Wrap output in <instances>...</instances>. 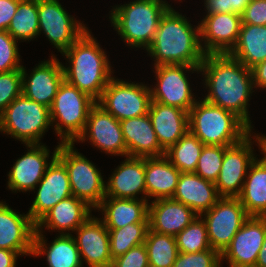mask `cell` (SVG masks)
<instances>
[{
    "instance_id": "obj_39",
    "label": "cell",
    "mask_w": 266,
    "mask_h": 267,
    "mask_svg": "<svg viewBox=\"0 0 266 267\" xmlns=\"http://www.w3.org/2000/svg\"><path fill=\"white\" fill-rule=\"evenodd\" d=\"M17 43L7 30H0V73L22 69Z\"/></svg>"
},
{
    "instance_id": "obj_31",
    "label": "cell",
    "mask_w": 266,
    "mask_h": 267,
    "mask_svg": "<svg viewBox=\"0 0 266 267\" xmlns=\"http://www.w3.org/2000/svg\"><path fill=\"white\" fill-rule=\"evenodd\" d=\"M249 216L266 217V156L250 164L238 196Z\"/></svg>"
},
{
    "instance_id": "obj_22",
    "label": "cell",
    "mask_w": 266,
    "mask_h": 267,
    "mask_svg": "<svg viewBox=\"0 0 266 267\" xmlns=\"http://www.w3.org/2000/svg\"><path fill=\"white\" fill-rule=\"evenodd\" d=\"M105 197L146 200L145 158L127 156L105 182Z\"/></svg>"
},
{
    "instance_id": "obj_21",
    "label": "cell",
    "mask_w": 266,
    "mask_h": 267,
    "mask_svg": "<svg viewBox=\"0 0 266 267\" xmlns=\"http://www.w3.org/2000/svg\"><path fill=\"white\" fill-rule=\"evenodd\" d=\"M74 233L82 265L89 267H111L109 232L103 222L90 216Z\"/></svg>"
},
{
    "instance_id": "obj_7",
    "label": "cell",
    "mask_w": 266,
    "mask_h": 267,
    "mask_svg": "<svg viewBox=\"0 0 266 267\" xmlns=\"http://www.w3.org/2000/svg\"><path fill=\"white\" fill-rule=\"evenodd\" d=\"M51 124L50 110L23 94L13 100L0 114V132L22 144H41Z\"/></svg>"
},
{
    "instance_id": "obj_45",
    "label": "cell",
    "mask_w": 266,
    "mask_h": 267,
    "mask_svg": "<svg viewBox=\"0 0 266 267\" xmlns=\"http://www.w3.org/2000/svg\"><path fill=\"white\" fill-rule=\"evenodd\" d=\"M20 0H0V30H7Z\"/></svg>"
},
{
    "instance_id": "obj_11",
    "label": "cell",
    "mask_w": 266,
    "mask_h": 267,
    "mask_svg": "<svg viewBox=\"0 0 266 267\" xmlns=\"http://www.w3.org/2000/svg\"><path fill=\"white\" fill-rule=\"evenodd\" d=\"M153 69L157 82L150 86L152 101L189 112L198 99L194 97L188 75L189 72L199 74L200 66L169 64Z\"/></svg>"
},
{
    "instance_id": "obj_28",
    "label": "cell",
    "mask_w": 266,
    "mask_h": 267,
    "mask_svg": "<svg viewBox=\"0 0 266 267\" xmlns=\"http://www.w3.org/2000/svg\"><path fill=\"white\" fill-rule=\"evenodd\" d=\"M148 200L104 197L94 209L102 213L107 229H119L128 224L148 223ZM104 215V216H103Z\"/></svg>"
},
{
    "instance_id": "obj_24",
    "label": "cell",
    "mask_w": 266,
    "mask_h": 267,
    "mask_svg": "<svg viewBox=\"0 0 266 267\" xmlns=\"http://www.w3.org/2000/svg\"><path fill=\"white\" fill-rule=\"evenodd\" d=\"M198 215L188 206L172 198L149 202V230L176 236Z\"/></svg>"
},
{
    "instance_id": "obj_4",
    "label": "cell",
    "mask_w": 266,
    "mask_h": 267,
    "mask_svg": "<svg viewBox=\"0 0 266 267\" xmlns=\"http://www.w3.org/2000/svg\"><path fill=\"white\" fill-rule=\"evenodd\" d=\"M170 6L166 0H133L113 6L109 21L127 46L146 50Z\"/></svg>"
},
{
    "instance_id": "obj_20",
    "label": "cell",
    "mask_w": 266,
    "mask_h": 267,
    "mask_svg": "<svg viewBox=\"0 0 266 267\" xmlns=\"http://www.w3.org/2000/svg\"><path fill=\"white\" fill-rule=\"evenodd\" d=\"M36 223L28 213L20 214L6 201H0V248L18 252L21 256L33 253Z\"/></svg>"
},
{
    "instance_id": "obj_43",
    "label": "cell",
    "mask_w": 266,
    "mask_h": 267,
    "mask_svg": "<svg viewBox=\"0 0 266 267\" xmlns=\"http://www.w3.org/2000/svg\"><path fill=\"white\" fill-rule=\"evenodd\" d=\"M251 0H204L205 13H237L242 14Z\"/></svg>"
},
{
    "instance_id": "obj_50",
    "label": "cell",
    "mask_w": 266,
    "mask_h": 267,
    "mask_svg": "<svg viewBox=\"0 0 266 267\" xmlns=\"http://www.w3.org/2000/svg\"><path fill=\"white\" fill-rule=\"evenodd\" d=\"M228 267H232V266H228ZM237 267H257V266L254 265V266H237Z\"/></svg>"
},
{
    "instance_id": "obj_32",
    "label": "cell",
    "mask_w": 266,
    "mask_h": 267,
    "mask_svg": "<svg viewBox=\"0 0 266 267\" xmlns=\"http://www.w3.org/2000/svg\"><path fill=\"white\" fill-rule=\"evenodd\" d=\"M251 69L266 60V26L242 24L238 40L228 53Z\"/></svg>"
},
{
    "instance_id": "obj_46",
    "label": "cell",
    "mask_w": 266,
    "mask_h": 267,
    "mask_svg": "<svg viewBox=\"0 0 266 267\" xmlns=\"http://www.w3.org/2000/svg\"><path fill=\"white\" fill-rule=\"evenodd\" d=\"M254 88L266 89V60L251 68Z\"/></svg>"
},
{
    "instance_id": "obj_47",
    "label": "cell",
    "mask_w": 266,
    "mask_h": 267,
    "mask_svg": "<svg viewBox=\"0 0 266 267\" xmlns=\"http://www.w3.org/2000/svg\"><path fill=\"white\" fill-rule=\"evenodd\" d=\"M18 252L0 248V267H16Z\"/></svg>"
},
{
    "instance_id": "obj_15",
    "label": "cell",
    "mask_w": 266,
    "mask_h": 267,
    "mask_svg": "<svg viewBox=\"0 0 266 267\" xmlns=\"http://www.w3.org/2000/svg\"><path fill=\"white\" fill-rule=\"evenodd\" d=\"M59 145L60 143L50 153V149L44 143L25 144L27 152L23 156L21 155V158L15 160L16 162L7 174L8 183L6 187L14 193L34 191L43 178L47 167L57 157Z\"/></svg>"
},
{
    "instance_id": "obj_26",
    "label": "cell",
    "mask_w": 266,
    "mask_h": 267,
    "mask_svg": "<svg viewBox=\"0 0 266 267\" xmlns=\"http://www.w3.org/2000/svg\"><path fill=\"white\" fill-rule=\"evenodd\" d=\"M221 198L214 182L195 172L181 173L172 199L191 208L197 215L210 210Z\"/></svg>"
},
{
    "instance_id": "obj_44",
    "label": "cell",
    "mask_w": 266,
    "mask_h": 267,
    "mask_svg": "<svg viewBox=\"0 0 266 267\" xmlns=\"http://www.w3.org/2000/svg\"><path fill=\"white\" fill-rule=\"evenodd\" d=\"M242 24L266 26V0H251L241 14Z\"/></svg>"
},
{
    "instance_id": "obj_19",
    "label": "cell",
    "mask_w": 266,
    "mask_h": 267,
    "mask_svg": "<svg viewBox=\"0 0 266 267\" xmlns=\"http://www.w3.org/2000/svg\"><path fill=\"white\" fill-rule=\"evenodd\" d=\"M35 192L34 201L27 212L35 223L58 202L73 195L67 168L57 157L47 167Z\"/></svg>"
},
{
    "instance_id": "obj_49",
    "label": "cell",
    "mask_w": 266,
    "mask_h": 267,
    "mask_svg": "<svg viewBox=\"0 0 266 267\" xmlns=\"http://www.w3.org/2000/svg\"><path fill=\"white\" fill-rule=\"evenodd\" d=\"M260 154L266 156V135L261 134V152Z\"/></svg>"
},
{
    "instance_id": "obj_1",
    "label": "cell",
    "mask_w": 266,
    "mask_h": 267,
    "mask_svg": "<svg viewBox=\"0 0 266 267\" xmlns=\"http://www.w3.org/2000/svg\"><path fill=\"white\" fill-rule=\"evenodd\" d=\"M206 102L233 112L251 130L249 101L254 89L251 69L226 54H205L200 65Z\"/></svg>"
},
{
    "instance_id": "obj_25",
    "label": "cell",
    "mask_w": 266,
    "mask_h": 267,
    "mask_svg": "<svg viewBox=\"0 0 266 267\" xmlns=\"http://www.w3.org/2000/svg\"><path fill=\"white\" fill-rule=\"evenodd\" d=\"M127 156L151 158L165 155L148 114L120 121Z\"/></svg>"
},
{
    "instance_id": "obj_35",
    "label": "cell",
    "mask_w": 266,
    "mask_h": 267,
    "mask_svg": "<svg viewBox=\"0 0 266 267\" xmlns=\"http://www.w3.org/2000/svg\"><path fill=\"white\" fill-rule=\"evenodd\" d=\"M144 244L148 253L149 267H172L179 253L174 236L148 229Z\"/></svg>"
},
{
    "instance_id": "obj_48",
    "label": "cell",
    "mask_w": 266,
    "mask_h": 267,
    "mask_svg": "<svg viewBox=\"0 0 266 267\" xmlns=\"http://www.w3.org/2000/svg\"><path fill=\"white\" fill-rule=\"evenodd\" d=\"M256 266L257 267H266V237L263 241V245L260 249V252L258 253V257L256 260Z\"/></svg>"
},
{
    "instance_id": "obj_14",
    "label": "cell",
    "mask_w": 266,
    "mask_h": 267,
    "mask_svg": "<svg viewBox=\"0 0 266 267\" xmlns=\"http://www.w3.org/2000/svg\"><path fill=\"white\" fill-rule=\"evenodd\" d=\"M94 148L112 156L127 157V147L118 121L97 103L91 108L85 128L75 141H88Z\"/></svg>"
},
{
    "instance_id": "obj_6",
    "label": "cell",
    "mask_w": 266,
    "mask_h": 267,
    "mask_svg": "<svg viewBox=\"0 0 266 267\" xmlns=\"http://www.w3.org/2000/svg\"><path fill=\"white\" fill-rule=\"evenodd\" d=\"M96 101L65 80L52 102L50 119L59 143H74L82 134L91 108ZM61 140V141H60Z\"/></svg>"
},
{
    "instance_id": "obj_27",
    "label": "cell",
    "mask_w": 266,
    "mask_h": 267,
    "mask_svg": "<svg viewBox=\"0 0 266 267\" xmlns=\"http://www.w3.org/2000/svg\"><path fill=\"white\" fill-rule=\"evenodd\" d=\"M148 115L160 146L166 151L189 130L188 112L151 101Z\"/></svg>"
},
{
    "instance_id": "obj_36",
    "label": "cell",
    "mask_w": 266,
    "mask_h": 267,
    "mask_svg": "<svg viewBox=\"0 0 266 267\" xmlns=\"http://www.w3.org/2000/svg\"><path fill=\"white\" fill-rule=\"evenodd\" d=\"M148 229V223H133L119 229H108L112 260L123 255L132 247L143 244Z\"/></svg>"
},
{
    "instance_id": "obj_5",
    "label": "cell",
    "mask_w": 266,
    "mask_h": 267,
    "mask_svg": "<svg viewBox=\"0 0 266 267\" xmlns=\"http://www.w3.org/2000/svg\"><path fill=\"white\" fill-rule=\"evenodd\" d=\"M189 131L204 145L231 146L252 130L233 112L197 100L188 112Z\"/></svg>"
},
{
    "instance_id": "obj_12",
    "label": "cell",
    "mask_w": 266,
    "mask_h": 267,
    "mask_svg": "<svg viewBox=\"0 0 266 267\" xmlns=\"http://www.w3.org/2000/svg\"><path fill=\"white\" fill-rule=\"evenodd\" d=\"M39 34H45L61 54L87 29V25L67 12L59 0H37Z\"/></svg>"
},
{
    "instance_id": "obj_18",
    "label": "cell",
    "mask_w": 266,
    "mask_h": 267,
    "mask_svg": "<svg viewBox=\"0 0 266 267\" xmlns=\"http://www.w3.org/2000/svg\"><path fill=\"white\" fill-rule=\"evenodd\" d=\"M199 24L203 52L227 54L237 43L242 19L237 13L206 14Z\"/></svg>"
},
{
    "instance_id": "obj_13",
    "label": "cell",
    "mask_w": 266,
    "mask_h": 267,
    "mask_svg": "<svg viewBox=\"0 0 266 267\" xmlns=\"http://www.w3.org/2000/svg\"><path fill=\"white\" fill-rule=\"evenodd\" d=\"M206 223L208 241L220 254L250 217L238 197H221L200 215Z\"/></svg>"
},
{
    "instance_id": "obj_33",
    "label": "cell",
    "mask_w": 266,
    "mask_h": 267,
    "mask_svg": "<svg viewBox=\"0 0 266 267\" xmlns=\"http://www.w3.org/2000/svg\"><path fill=\"white\" fill-rule=\"evenodd\" d=\"M8 33L16 40L25 42L38 38V2L37 0H20L16 13L11 19L7 29Z\"/></svg>"
},
{
    "instance_id": "obj_34",
    "label": "cell",
    "mask_w": 266,
    "mask_h": 267,
    "mask_svg": "<svg viewBox=\"0 0 266 267\" xmlns=\"http://www.w3.org/2000/svg\"><path fill=\"white\" fill-rule=\"evenodd\" d=\"M204 144L189 130L165 151V157L181 172H195Z\"/></svg>"
},
{
    "instance_id": "obj_29",
    "label": "cell",
    "mask_w": 266,
    "mask_h": 267,
    "mask_svg": "<svg viewBox=\"0 0 266 267\" xmlns=\"http://www.w3.org/2000/svg\"><path fill=\"white\" fill-rule=\"evenodd\" d=\"M180 174L165 156L145 158L146 200L172 198Z\"/></svg>"
},
{
    "instance_id": "obj_2",
    "label": "cell",
    "mask_w": 266,
    "mask_h": 267,
    "mask_svg": "<svg viewBox=\"0 0 266 267\" xmlns=\"http://www.w3.org/2000/svg\"><path fill=\"white\" fill-rule=\"evenodd\" d=\"M185 17L171 6L161 17L153 42L146 49V53L153 58V67L201 65L205 53L200 43V24L198 22L195 26Z\"/></svg>"
},
{
    "instance_id": "obj_38",
    "label": "cell",
    "mask_w": 266,
    "mask_h": 267,
    "mask_svg": "<svg viewBox=\"0 0 266 267\" xmlns=\"http://www.w3.org/2000/svg\"><path fill=\"white\" fill-rule=\"evenodd\" d=\"M228 146L204 145L198 159L195 173L205 180L214 182L219 176L225 149Z\"/></svg>"
},
{
    "instance_id": "obj_9",
    "label": "cell",
    "mask_w": 266,
    "mask_h": 267,
    "mask_svg": "<svg viewBox=\"0 0 266 267\" xmlns=\"http://www.w3.org/2000/svg\"><path fill=\"white\" fill-rule=\"evenodd\" d=\"M129 82L113 76L96 102L118 121L149 112L152 101L150 87L143 82Z\"/></svg>"
},
{
    "instance_id": "obj_8",
    "label": "cell",
    "mask_w": 266,
    "mask_h": 267,
    "mask_svg": "<svg viewBox=\"0 0 266 267\" xmlns=\"http://www.w3.org/2000/svg\"><path fill=\"white\" fill-rule=\"evenodd\" d=\"M57 158L67 168L73 196L95 209L105 197L106 181L101 170L79 153L74 143H60Z\"/></svg>"
},
{
    "instance_id": "obj_10",
    "label": "cell",
    "mask_w": 266,
    "mask_h": 267,
    "mask_svg": "<svg viewBox=\"0 0 266 267\" xmlns=\"http://www.w3.org/2000/svg\"><path fill=\"white\" fill-rule=\"evenodd\" d=\"M254 142L261 151V134L252 130L240 142L225 149L221 171L214 183L221 197H238L241 194L248 168L257 157Z\"/></svg>"
},
{
    "instance_id": "obj_41",
    "label": "cell",
    "mask_w": 266,
    "mask_h": 267,
    "mask_svg": "<svg viewBox=\"0 0 266 267\" xmlns=\"http://www.w3.org/2000/svg\"><path fill=\"white\" fill-rule=\"evenodd\" d=\"M172 267H223L221 255L215 249L196 253H178Z\"/></svg>"
},
{
    "instance_id": "obj_23",
    "label": "cell",
    "mask_w": 266,
    "mask_h": 267,
    "mask_svg": "<svg viewBox=\"0 0 266 267\" xmlns=\"http://www.w3.org/2000/svg\"><path fill=\"white\" fill-rule=\"evenodd\" d=\"M91 211H94L93 208L84 200L72 195L45 213L36 223V232L45 233L43 231L45 228L52 232L58 230L59 234L70 235L92 215Z\"/></svg>"
},
{
    "instance_id": "obj_17",
    "label": "cell",
    "mask_w": 266,
    "mask_h": 267,
    "mask_svg": "<svg viewBox=\"0 0 266 267\" xmlns=\"http://www.w3.org/2000/svg\"><path fill=\"white\" fill-rule=\"evenodd\" d=\"M49 60L40 61L28 74L22 66V94L50 108L59 86L64 81L63 64L51 54Z\"/></svg>"
},
{
    "instance_id": "obj_42",
    "label": "cell",
    "mask_w": 266,
    "mask_h": 267,
    "mask_svg": "<svg viewBox=\"0 0 266 267\" xmlns=\"http://www.w3.org/2000/svg\"><path fill=\"white\" fill-rule=\"evenodd\" d=\"M111 267H149L145 244L132 247L123 255L113 259Z\"/></svg>"
},
{
    "instance_id": "obj_37",
    "label": "cell",
    "mask_w": 266,
    "mask_h": 267,
    "mask_svg": "<svg viewBox=\"0 0 266 267\" xmlns=\"http://www.w3.org/2000/svg\"><path fill=\"white\" fill-rule=\"evenodd\" d=\"M175 238L179 253H196L211 249L206 223L199 215Z\"/></svg>"
},
{
    "instance_id": "obj_30",
    "label": "cell",
    "mask_w": 266,
    "mask_h": 267,
    "mask_svg": "<svg viewBox=\"0 0 266 267\" xmlns=\"http://www.w3.org/2000/svg\"><path fill=\"white\" fill-rule=\"evenodd\" d=\"M45 237L42 232H35L34 257L45 255L48 267H84L73 234H58L49 245Z\"/></svg>"
},
{
    "instance_id": "obj_16",
    "label": "cell",
    "mask_w": 266,
    "mask_h": 267,
    "mask_svg": "<svg viewBox=\"0 0 266 267\" xmlns=\"http://www.w3.org/2000/svg\"><path fill=\"white\" fill-rule=\"evenodd\" d=\"M266 237V217L250 216L220 254L221 264L254 266Z\"/></svg>"
},
{
    "instance_id": "obj_40",
    "label": "cell",
    "mask_w": 266,
    "mask_h": 267,
    "mask_svg": "<svg viewBox=\"0 0 266 267\" xmlns=\"http://www.w3.org/2000/svg\"><path fill=\"white\" fill-rule=\"evenodd\" d=\"M22 94L21 69L0 73V114Z\"/></svg>"
},
{
    "instance_id": "obj_3",
    "label": "cell",
    "mask_w": 266,
    "mask_h": 267,
    "mask_svg": "<svg viewBox=\"0 0 266 267\" xmlns=\"http://www.w3.org/2000/svg\"><path fill=\"white\" fill-rule=\"evenodd\" d=\"M61 55L69 63L62 65L64 80L97 102L114 72L106 51L89 28Z\"/></svg>"
}]
</instances>
